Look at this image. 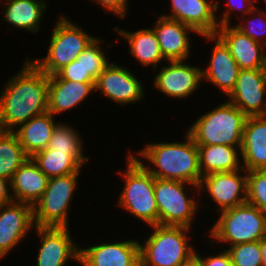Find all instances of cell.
Returning a JSON list of instances; mask_svg holds the SVG:
<instances>
[{
    "mask_svg": "<svg viewBox=\"0 0 266 266\" xmlns=\"http://www.w3.org/2000/svg\"><path fill=\"white\" fill-rule=\"evenodd\" d=\"M246 202L266 214V169L247 171Z\"/></svg>",
    "mask_w": 266,
    "mask_h": 266,
    "instance_id": "obj_34",
    "label": "cell"
},
{
    "mask_svg": "<svg viewBox=\"0 0 266 266\" xmlns=\"http://www.w3.org/2000/svg\"><path fill=\"white\" fill-rule=\"evenodd\" d=\"M208 42H212L214 47L210 53L208 63L205 69L202 67L203 83L207 81L211 86H215L219 89L223 96H229L233 91L236 81L240 72V68L234 58L232 57L228 47L225 43L216 35H201ZM205 81V82H204ZM223 92V93H222Z\"/></svg>",
    "mask_w": 266,
    "mask_h": 266,
    "instance_id": "obj_17",
    "label": "cell"
},
{
    "mask_svg": "<svg viewBox=\"0 0 266 266\" xmlns=\"http://www.w3.org/2000/svg\"><path fill=\"white\" fill-rule=\"evenodd\" d=\"M149 228L151 232L143 243L139 239L140 266H179L195 254L189 236L193 229L159 224Z\"/></svg>",
    "mask_w": 266,
    "mask_h": 266,
    "instance_id": "obj_6",
    "label": "cell"
},
{
    "mask_svg": "<svg viewBox=\"0 0 266 266\" xmlns=\"http://www.w3.org/2000/svg\"><path fill=\"white\" fill-rule=\"evenodd\" d=\"M260 250L262 254V266H266V236L260 240Z\"/></svg>",
    "mask_w": 266,
    "mask_h": 266,
    "instance_id": "obj_41",
    "label": "cell"
},
{
    "mask_svg": "<svg viewBox=\"0 0 266 266\" xmlns=\"http://www.w3.org/2000/svg\"><path fill=\"white\" fill-rule=\"evenodd\" d=\"M80 134L76 126L60 121L55 126L47 148L55 152H73L86 165L91 157L85 156L86 144L82 140L83 135Z\"/></svg>",
    "mask_w": 266,
    "mask_h": 266,
    "instance_id": "obj_29",
    "label": "cell"
},
{
    "mask_svg": "<svg viewBox=\"0 0 266 266\" xmlns=\"http://www.w3.org/2000/svg\"><path fill=\"white\" fill-rule=\"evenodd\" d=\"M126 153L125 169L117 172L123 178L117 206L146 226L157 225L158 206L154 194V176L128 150Z\"/></svg>",
    "mask_w": 266,
    "mask_h": 266,
    "instance_id": "obj_3",
    "label": "cell"
},
{
    "mask_svg": "<svg viewBox=\"0 0 266 266\" xmlns=\"http://www.w3.org/2000/svg\"><path fill=\"white\" fill-rule=\"evenodd\" d=\"M155 14L156 21L150 27L157 36L164 59L166 61L190 60L193 53L191 50L193 36L190 34L201 35L195 29L182 22L166 18L154 12Z\"/></svg>",
    "mask_w": 266,
    "mask_h": 266,
    "instance_id": "obj_18",
    "label": "cell"
},
{
    "mask_svg": "<svg viewBox=\"0 0 266 266\" xmlns=\"http://www.w3.org/2000/svg\"><path fill=\"white\" fill-rule=\"evenodd\" d=\"M202 177L215 172L243 169L241 148L222 144L198 145Z\"/></svg>",
    "mask_w": 266,
    "mask_h": 266,
    "instance_id": "obj_27",
    "label": "cell"
},
{
    "mask_svg": "<svg viewBox=\"0 0 266 266\" xmlns=\"http://www.w3.org/2000/svg\"><path fill=\"white\" fill-rule=\"evenodd\" d=\"M196 250L195 255L200 259L202 266H233L230 255L225 248H222L217 254L213 252L214 255L210 253L208 256L207 254L203 256V254H199L201 252H198V249Z\"/></svg>",
    "mask_w": 266,
    "mask_h": 266,
    "instance_id": "obj_38",
    "label": "cell"
},
{
    "mask_svg": "<svg viewBox=\"0 0 266 266\" xmlns=\"http://www.w3.org/2000/svg\"><path fill=\"white\" fill-rule=\"evenodd\" d=\"M70 227H38L39 238L36 266H66L69 260L79 263L80 246L73 240Z\"/></svg>",
    "mask_w": 266,
    "mask_h": 266,
    "instance_id": "obj_13",
    "label": "cell"
},
{
    "mask_svg": "<svg viewBox=\"0 0 266 266\" xmlns=\"http://www.w3.org/2000/svg\"><path fill=\"white\" fill-rule=\"evenodd\" d=\"M183 139L185 140L181 142L151 141L140 151H128L155 178L178 180L199 186L202 174L198 146L187 131Z\"/></svg>",
    "mask_w": 266,
    "mask_h": 266,
    "instance_id": "obj_2",
    "label": "cell"
},
{
    "mask_svg": "<svg viewBox=\"0 0 266 266\" xmlns=\"http://www.w3.org/2000/svg\"><path fill=\"white\" fill-rule=\"evenodd\" d=\"M264 3H263V6H264V4H265V6H266V0H262ZM264 6V8H262V9H264L265 11H266V7Z\"/></svg>",
    "mask_w": 266,
    "mask_h": 266,
    "instance_id": "obj_42",
    "label": "cell"
},
{
    "mask_svg": "<svg viewBox=\"0 0 266 266\" xmlns=\"http://www.w3.org/2000/svg\"><path fill=\"white\" fill-rule=\"evenodd\" d=\"M35 228L33 208L21 202L0 206V259L15 250Z\"/></svg>",
    "mask_w": 266,
    "mask_h": 266,
    "instance_id": "obj_15",
    "label": "cell"
},
{
    "mask_svg": "<svg viewBox=\"0 0 266 266\" xmlns=\"http://www.w3.org/2000/svg\"><path fill=\"white\" fill-rule=\"evenodd\" d=\"M129 68L112 61L98 76L95 93L116 103L128 106L140 103L145 98V85Z\"/></svg>",
    "mask_w": 266,
    "mask_h": 266,
    "instance_id": "obj_10",
    "label": "cell"
},
{
    "mask_svg": "<svg viewBox=\"0 0 266 266\" xmlns=\"http://www.w3.org/2000/svg\"><path fill=\"white\" fill-rule=\"evenodd\" d=\"M2 4L1 20L8 23V27L11 25L16 31L26 30L34 35L39 33L40 23L49 10L46 0H2Z\"/></svg>",
    "mask_w": 266,
    "mask_h": 266,
    "instance_id": "obj_24",
    "label": "cell"
},
{
    "mask_svg": "<svg viewBox=\"0 0 266 266\" xmlns=\"http://www.w3.org/2000/svg\"><path fill=\"white\" fill-rule=\"evenodd\" d=\"M57 123L56 117L46 112L32 117L13 132L17 135L25 153L32 157L35 153L47 148Z\"/></svg>",
    "mask_w": 266,
    "mask_h": 266,
    "instance_id": "obj_26",
    "label": "cell"
},
{
    "mask_svg": "<svg viewBox=\"0 0 266 266\" xmlns=\"http://www.w3.org/2000/svg\"><path fill=\"white\" fill-rule=\"evenodd\" d=\"M10 181L0 177V206L13 202Z\"/></svg>",
    "mask_w": 266,
    "mask_h": 266,
    "instance_id": "obj_39",
    "label": "cell"
},
{
    "mask_svg": "<svg viewBox=\"0 0 266 266\" xmlns=\"http://www.w3.org/2000/svg\"><path fill=\"white\" fill-rule=\"evenodd\" d=\"M95 84L61 79L57 74L48 76L47 112L56 117L74 110L95 95Z\"/></svg>",
    "mask_w": 266,
    "mask_h": 266,
    "instance_id": "obj_20",
    "label": "cell"
},
{
    "mask_svg": "<svg viewBox=\"0 0 266 266\" xmlns=\"http://www.w3.org/2000/svg\"><path fill=\"white\" fill-rule=\"evenodd\" d=\"M82 172L49 178L45 192L33 205V220L38 227H69L71 205Z\"/></svg>",
    "mask_w": 266,
    "mask_h": 266,
    "instance_id": "obj_9",
    "label": "cell"
},
{
    "mask_svg": "<svg viewBox=\"0 0 266 266\" xmlns=\"http://www.w3.org/2000/svg\"><path fill=\"white\" fill-rule=\"evenodd\" d=\"M170 9V13L160 15L188 25L200 35L216 34V0H170Z\"/></svg>",
    "mask_w": 266,
    "mask_h": 266,
    "instance_id": "obj_19",
    "label": "cell"
},
{
    "mask_svg": "<svg viewBox=\"0 0 266 266\" xmlns=\"http://www.w3.org/2000/svg\"><path fill=\"white\" fill-rule=\"evenodd\" d=\"M157 69L153 71L156 75L151 85L171 99H189L203 83L201 67L190 65L187 60L166 61Z\"/></svg>",
    "mask_w": 266,
    "mask_h": 266,
    "instance_id": "obj_11",
    "label": "cell"
},
{
    "mask_svg": "<svg viewBox=\"0 0 266 266\" xmlns=\"http://www.w3.org/2000/svg\"><path fill=\"white\" fill-rule=\"evenodd\" d=\"M91 3L100 6L104 13L116 15L117 18L125 19L129 12L130 0H89Z\"/></svg>",
    "mask_w": 266,
    "mask_h": 266,
    "instance_id": "obj_37",
    "label": "cell"
},
{
    "mask_svg": "<svg viewBox=\"0 0 266 266\" xmlns=\"http://www.w3.org/2000/svg\"><path fill=\"white\" fill-rule=\"evenodd\" d=\"M179 266H202L200 259L194 254L190 259L181 263Z\"/></svg>",
    "mask_w": 266,
    "mask_h": 266,
    "instance_id": "obj_40",
    "label": "cell"
},
{
    "mask_svg": "<svg viewBox=\"0 0 266 266\" xmlns=\"http://www.w3.org/2000/svg\"><path fill=\"white\" fill-rule=\"evenodd\" d=\"M61 79L82 83H96L91 75L83 67V51L70 64L65 65L56 73Z\"/></svg>",
    "mask_w": 266,
    "mask_h": 266,
    "instance_id": "obj_36",
    "label": "cell"
},
{
    "mask_svg": "<svg viewBox=\"0 0 266 266\" xmlns=\"http://www.w3.org/2000/svg\"><path fill=\"white\" fill-rule=\"evenodd\" d=\"M260 1L261 0H226V3H224L226 4V8H224V10L221 9L220 11L222 12H219L220 7L223 5H220L221 1L216 0V16L219 26L233 25V23H230L233 18L235 19L236 17L239 20L240 18L244 17L256 7L255 3H260ZM236 11H238L237 14ZM218 13L221 14L219 15ZM232 13H235L234 15L236 16L233 17L234 15Z\"/></svg>",
    "mask_w": 266,
    "mask_h": 266,
    "instance_id": "obj_35",
    "label": "cell"
},
{
    "mask_svg": "<svg viewBox=\"0 0 266 266\" xmlns=\"http://www.w3.org/2000/svg\"><path fill=\"white\" fill-rule=\"evenodd\" d=\"M226 98L247 117L266 116V69H241Z\"/></svg>",
    "mask_w": 266,
    "mask_h": 266,
    "instance_id": "obj_16",
    "label": "cell"
},
{
    "mask_svg": "<svg viewBox=\"0 0 266 266\" xmlns=\"http://www.w3.org/2000/svg\"><path fill=\"white\" fill-rule=\"evenodd\" d=\"M216 35L228 47L240 69H266V47L233 25L219 26Z\"/></svg>",
    "mask_w": 266,
    "mask_h": 266,
    "instance_id": "obj_21",
    "label": "cell"
},
{
    "mask_svg": "<svg viewBox=\"0 0 266 266\" xmlns=\"http://www.w3.org/2000/svg\"><path fill=\"white\" fill-rule=\"evenodd\" d=\"M100 243L87 247L80 246L81 266H140L138 238Z\"/></svg>",
    "mask_w": 266,
    "mask_h": 266,
    "instance_id": "obj_14",
    "label": "cell"
},
{
    "mask_svg": "<svg viewBox=\"0 0 266 266\" xmlns=\"http://www.w3.org/2000/svg\"><path fill=\"white\" fill-rule=\"evenodd\" d=\"M219 103L202 112L186 130L197 146L222 144L241 148L247 116L227 99Z\"/></svg>",
    "mask_w": 266,
    "mask_h": 266,
    "instance_id": "obj_4",
    "label": "cell"
},
{
    "mask_svg": "<svg viewBox=\"0 0 266 266\" xmlns=\"http://www.w3.org/2000/svg\"><path fill=\"white\" fill-rule=\"evenodd\" d=\"M154 194L158 206L159 225L183 226L193 229V222L196 221V214L199 213L198 208H201L199 206L203 200V198H199V186L183 181L154 177Z\"/></svg>",
    "mask_w": 266,
    "mask_h": 266,
    "instance_id": "obj_7",
    "label": "cell"
},
{
    "mask_svg": "<svg viewBox=\"0 0 266 266\" xmlns=\"http://www.w3.org/2000/svg\"><path fill=\"white\" fill-rule=\"evenodd\" d=\"M102 42H104L102 37L97 36L83 51V67L95 81L111 63L109 52L104 49Z\"/></svg>",
    "mask_w": 266,
    "mask_h": 266,
    "instance_id": "obj_32",
    "label": "cell"
},
{
    "mask_svg": "<svg viewBox=\"0 0 266 266\" xmlns=\"http://www.w3.org/2000/svg\"><path fill=\"white\" fill-rule=\"evenodd\" d=\"M49 178L29 157L14 173L11 181V194L15 202L33 205L46 190Z\"/></svg>",
    "mask_w": 266,
    "mask_h": 266,
    "instance_id": "obj_25",
    "label": "cell"
},
{
    "mask_svg": "<svg viewBox=\"0 0 266 266\" xmlns=\"http://www.w3.org/2000/svg\"><path fill=\"white\" fill-rule=\"evenodd\" d=\"M29 158L17 135L0 130V177L11 181L16 170Z\"/></svg>",
    "mask_w": 266,
    "mask_h": 266,
    "instance_id": "obj_30",
    "label": "cell"
},
{
    "mask_svg": "<svg viewBox=\"0 0 266 266\" xmlns=\"http://www.w3.org/2000/svg\"><path fill=\"white\" fill-rule=\"evenodd\" d=\"M256 7L244 17L240 18L234 27L241 33L266 47V11L262 5Z\"/></svg>",
    "mask_w": 266,
    "mask_h": 266,
    "instance_id": "obj_31",
    "label": "cell"
},
{
    "mask_svg": "<svg viewBox=\"0 0 266 266\" xmlns=\"http://www.w3.org/2000/svg\"><path fill=\"white\" fill-rule=\"evenodd\" d=\"M0 90V130L14 131L47 112L48 75L28 57Z\"/></svg>",
    "mask_w": 266,
    "mask_h": 266,
    "instance_id": "obj_1",
    "label": "cell"
},
{
    "mask_svg": "<svg viewBox=\"0 0 266 266\" xmlns=\"http://www.w3.org/2000/svg\"><path fill=\"white\" fill-rule=\"evenodd\" d=\"M200 198L208 194L217 213L241 205L247 200V171L215 172L202 177ZM203 193V194H202Z\"/></svg>",
    "mask_w": 266,
    "mask_h": 266,
    "instance_id": "obj_12",
    "label": "cell"
},
{
    "mask_svg": "<svg viewBox=\"0 0 266 266\" xmlns=\"http://www.w3.org/2000/svg\"><path fill=\"white\" fill-rule=\"evenodd\" d=\"M207 231L211 247L225 249L240 243L260 241L266 236V214L247 202L219 212ZM218 242V243H217Z\"/></svg>",
    "mask_w": 266,
    "mask_h": 266,
    "instance_id": "obj_5",
    "label": "cell"
},
{
    "mask_svg": "<svg viewBox=\"0 0 266 266\" xmlns=\"http://www.w3.org/2000/svg\"><path fill=\"white\" fill-rule=\"evenodd\" d=\"M241 155L246 171L266 169V116H249L245 122Z\"/></svg>",
    "mask_w": 266,
    "mask_h": 266,
    "instance_id": "obj_23",
    "label": "cell"
},
{
    "mask_svg": "<svg viewBox=\"0 0 266 266\" xmlns=\"http://www.w3.org/2000/svg\"><path fill=\"white\" fill-rule=\"evenodd\" d=\"M48 178L82 172L85 164L73 152L45 148L31 157Z\"/></svg>",
    "mask_w": 266,
    "mask_h": 266,
    "instance_id": "obj_28",
    "label": "cell"
},
{
    "mask_svg": "<svg viewBox=\"0 0 266 266\" xmlns=\"http://www.w3.org/2000/svg\"><path fill=\"white\" fill-rule=\"evenodd\" d=\"M114 33L117 35L116 41H123L129 46L128 53L138 64L143 67H151L156 70L158 66L166 62L164 59L160 44L154 30L151 27L142 28L139 30H126L122 27L113 26Z\"/></svg>",
    "mask_w": 266,
    "mask_h": 266,
    "instance_id": "obj_22",
    "label": "cell"
},
{
    "mask_svg": "<svg viewBox=\"0 0 266 266\" xmlns=\"http://www.w3.org/2000/svg\"><path fill=\"white\" fill-rule=\"evenodd\" d=\"M226 250L233 266H262L260 241L236 244Z\"/></svg>",
    "mask_w": 266,
    "mask_h": 266,
    "instance_id": "obj_33",
    "label": "cell"
},
{
    "mask_svg": "<svg viewBox=\"0 0 266 266\" xmlns=\"http://www.w3.org/2000/svg\"><path fill=\"white\" fill-rule=\"evenodd\" d=\"M48 41L47 55L28 58L48 76L74 61L97 37L86 32L65 14L57 17Z\"/></svg>",
    "mask_w": 266,
    "mask_h": 266,
    "instance_id": "obj_8",
    "label": "cell"
}]
</instances>
